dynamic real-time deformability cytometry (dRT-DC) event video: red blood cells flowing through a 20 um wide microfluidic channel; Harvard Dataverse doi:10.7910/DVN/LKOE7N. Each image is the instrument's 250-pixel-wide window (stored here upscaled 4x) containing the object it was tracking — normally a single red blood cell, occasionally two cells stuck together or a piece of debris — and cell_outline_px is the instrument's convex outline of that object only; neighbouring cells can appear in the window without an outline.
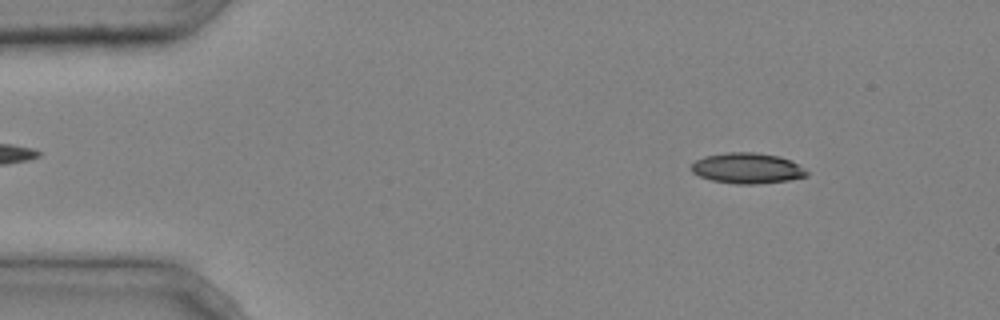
{"species": "common noctule bat (a hibernating species)", "species_latin": "Nyctalus noctula", "temperature_condition": "cold", "stored_images_in_passage": 4, "segment_of_instrument_passage": [1, 2], "camera_frame_rate_fps": 3000, "um_per_image_px": 0.085, "animal": {"sex": "male", "body_mass_g": 20.4}, "frame": {"image": 1, "passage_image": 1, "time_ms": 0.0, "image_size_px": [1000, 320], "cell_outline_px": [[808, 176], [788, 180], [756, 184], [736, 184], [712, 180], [700, 176], [692, 172], [688, 168], [696, 160], [704, 156], [724, 152], [756, 152], [780, 156], [792, 160], [804, 168], [808, 172]], "centroid_in_image_um": [63.51, 14.29], "position_along_channel_um": 21.5, "area_um2": 20.81}}
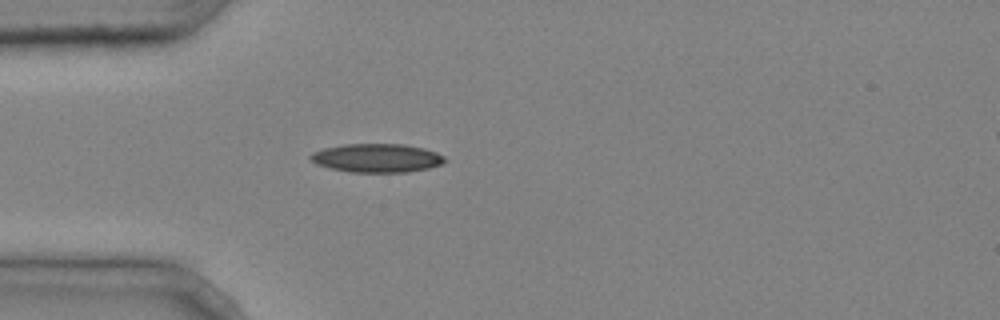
{"frame": {"image": 2, "passage_image": 3, "time_ms": 0.667, "image_size_px": [1000, 320], "cell_outline_px": [[448, 160], [440, 164], [428, 168], [408, 172], [348, 172], [316, 164], [308, 156], [312, 152], [324, 148], [344, 144], [404, 144], [424, 148], [436, 152], [444, 156]], "centroid_in_image_um": [32.04, 13.43], "position_along_channel_um": 53.0, "area_um2": 22.43}}